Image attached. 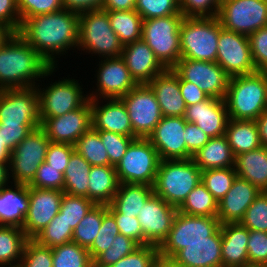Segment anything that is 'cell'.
Masks as SVG:
<instances>
[{"mask_svg": "<svg viewBox=\"0 0 267 267\" xmlns=\"http://www.w3.org/2000/svg\"><path fill=\"white\" fill-rule=\"evenodd\" d=\"M95 204L87 197L63 194L59 212L68 226L74 230Z\"/></svg>", "mask_w": 267, "mask_h": 267, "instance_id": "f6af8a7d", "label": "cell"}, {"mask_svg": "<svg viewBox=\"0 0 267 267\" xmlns=\"http://www.w3.org/2000/svg\"><path fill=\"white\" fill-rule=\"evenodd\" d=\"M63 9H67L76 14L87 11L101 10L103 0H62Z\"/></svg>", "mask_w": 267, "mask_h": 267, "instance_id": "03108f58", "label": "cell"}, {"mask_svg": "<svg viewBox=\"0 0 267 267\" xmlns=\"http://www.w3.org/2000/svg\"><path fill=\"white\" fill-rule=\"evenodd\" d=\"M10 151L4 145V139L0 137V162L8 163Z\"/></svg>", "mask_w": 267, "mask_h": 267, "instance_id": "753ad0ef", "label": "cell"}, {"mask_svg": "<svg viewBox=\"0 0 267 267\" xmlns=\"http://www.w3.org/2000/svg\"><path fill=\"white\" fill-rule=\"evenodd\" d=\"M216 62L230 77L257 71L248 36L224 28L219 32Z\"/></svg>", "mask_w": 267, "mask_h": 267, "instance_id": "2e32d148", "label": "cell"}, {"mask_svg": "<svg viewBox=\"0 0 267 267\" xmlns=\"http://www.w3.org/2000/svg\"><path fill=\"white\" fill-rule=\"evenodd\" d=\"M37 189L63 191L64 174L49 166L45 161L39 166L33 180L27 185Z\"/></svg>", "mask_w": 267, "mask_h": 267, "instance_id": "db71d44e", "label": "cell"}, {"mask_svg": "<svg viewBox=\"0 0 267 267\" xmlns=\"http://www.w3.org/2000/svg\"><path fill=\"white\" fill-rule=\"evenodd\" d=\"M21 23L36 15L54 13L63 9L62 0H17Z\"/></svg>", "mask_w": 267, "mask_h": 267, "instance_id": "f5cc1de1", "label": "cell"}, {"mask_svg": "<svg viewBox=\"0 0 267 267\" xmlns=\"http://www.w3.org/2000/svg\"><path fill=\"white\" fill-rule=\"evenodd\" d=\"M251 56L257 71H267V26L248 36Z\"/></svg>", "mask_w": 267, "mask_h": 267, "instance_id": "6f0895ef", "label": "cell"}, {"mask_svg": "<svg viewBox=\"0 0 267 267\" xmlns=\"http://www.w3.org/2000/svg\"><path fill=\"white\" fill-rule=\"evenodd\" d=\"M118 234L119 230L115 218L108 211L103 216L98 235L95 237L92 245L88 248L92 260H94L100 253L106 251Z\"/></svg>", "mask_w": 267, "mask_h": 267, "instance_id": "681fc988", "label": "cell"}, {"mask_svg": "<svg viewBox=\"0 0 267 267\" xmlns=\"http://www.w3.org/2000/svg\"><path fill=\"white\" fill-rule=\"evenodd\" d=\"M63 191L29 187L28 214L21 228L33 239L58 214Z\"/></svg>", "mask_w": 267, "mask_h": 267, "instance_id": "ffe728a7", "label": "cell"}, {"mask_svg": "<svg viewBox=\"0 0 267 267\" xmlns=\"http://www.w3.org/2000/svg\"><path fill=\"white\" fill-rule=\"evenodd\" d=\"M160 158L148 138H135L116 168L120 183L153 186Z\"/></svg>", "mask_w": 267, "mask_h": 267, "instance_id": "ba28073f", "label": "cell"}, {"mask_svg": "<svg viewBox=\"0 0 267 267\" xmlns=\"http://www.w3.org/2000/svg\"><path fill=\"white\" fill-rule=\"evenodd\" d=\"M106 12L110 25L123 46L141 40L143 18L136 10Z\"/></svg>", "mask_w": 267, "mask_h": 267, "instance_id": "8d00e7d4", "label": "cell"}, {"mask_svg": "<svg viewBox=\"0 0 267 267\" xmlns=\"http://www.w3.org/2000/svg\"><path fill=\"white\" fill-rule=\"evenodd\" d=\"M49 143L50 139L41 127L33 130L24 138L10 152L9 179L12 178L14 183L28 185L33 180L39 166L45 161Z\"/></svg>", "mask_w": 267, "mask_h": 267, "instance_id": "30bf717a", "label": "cell"}, {"mask_svg": "<svg viewBox=\"0 0 267 267\" xmlns=\"http://www.w3.org/2000/svg\"><path fill=\"white\" fill-rule=\"evenodd\" d=\"M234 168L238 177L249 181L260 191H267V147L238 154Z\"/></svg>", "mask_w": 267, "mask_h": 267, "instance_id": "4dcf8cb0", "label": "cell"}, {"mask_svg": "<svg viewBox=\"0 0 267 267\" xmlns=\"http://www.w3.org/2000/svg\"><path fill=\"white\" fill-rule=\"evenodd\" d=\"M220 227L216 216H193L177 212L167 238L159 248V255L172 258L188 243L208 240Z\"/></svg>", "mask_w": 267, "mask_h": 267, "instance_id": "9c48e42d", "label": "cell"}, {"mask_svg": "<svg viewBox=\"0 0 267 267\" xmlns=\"http://www.w3.org/2000/svg\"><path fill=\"white\" fill-rule=\"evenodd\" d=\"M186 159L192 158L203 146L207 144L210 137L205 134L195 123L187 122L185 128Z\"/></svg>", "mask_w": 267, "mask_h": 267, "instance_id": "91938a15", "label": "cell"}, {"mask_svg": "<svg viewBox=\"0 0 267 267\" xmlns=\"http://www.w3.org/2000/svg\"><path fill=\"white\" fill-rule=\"evenodd\" d=\"M100 106L99 98L90 99L92 128L96 131H108L124 136L137 137L128 116L127 109L120 98L104 99Z\"/></svg>", "mask_w": 267, "mask_h": 267, "instance_id": "603a6c76", "label": "cell"}, {"mask_svg": "<svg viewBox=\"0 0 267 267\" xmlns=\"http://www.w3.org/2000/svg\"><path fill=\"white\" fill-rule=\"evenodd\" d=\"M159 248L155 245H141L131 254L121 258L110 267H155Z\"/></svg>", "mask_w": 267, "mask_h": 267, "instance_id": "816d5d0a", "label": "cell"}, {"mask_svg": "<svg viewBox=\"0 0 267 267\" xmlns=\"http://www.w3.org/2000/svg\"><path fill=\"white\" fill-rule=\"evenodd\" d=\"M55 70L18 33L0 47V90L37 87Z\"/></svg>", "mask_w": 267, "mask_h": 267, "instance_id": "7a4b0ae2", "label": "cell"}, {"mask_svg": "<svg viewBox=\"0 0 267 267\" xmlns=\"http://www.w3.org/2000/svg\"><path fill=\"white\" fill-rule=\"evenodd\" d=\"M121 58L137 84H148L156 75L166 70L142 39L123 46Z\"/></svg>", "mask_w": 267, "mask_h": 267, "instance_id": "cb8c5ba5", "label": "cell"}, {"mask_svg": "<svg viewBox=\"0 0 267 267\" xmlns=\"http://www.w3.org/2000/svg\"><path fill=\"white\" fill-rule=\"evenodd\" d=\"M261 145L267 147V110H265L256 120Z\"/></svg>", "mask_w": 267, "mask_h": 267, "instance_id": "a7ac6f4b", "label": "cell"}, {"mask_svg": "<svg viewBox=\"0 0 267 267\" xmlns=\"http://www.w3.org/2000/svg\"><path fill=\"white\" fill-rule=\"evenodd\" d=\"M201 179L202 171L192 158L160 160L153 192L170 205L179 208Z\"/></svg>", "mask_w": 267, "mask_h": 267, "instance_id": "277c9868", "label": "cell"}, {"mask_svg": "<svg viewBox=\"0 0 267 267\" xmlns=\"http://www.w3.org/2000/svg\"><path fill=\"white\" fill-rule=\"evenodd\" d=\"M248 230L267 232V191H261L239 222Z\"/></svg>", "mask_w": 267, "mask_h": 267, "instance_id": "bcb514c9", "label": "cell"}, {"mask_svg": "<svg viewBox=\"0 0 267 267\" xmlns=\"http://www.w3.org/2000/svg\"><path fill=\"white\" fill-rule=\"evenodd\" d=\"M155 267H184L177 263L173 258L159 255L155 262Z\"/></svg>", "mask_w": 267, "mask_h": 267, "instance_id": "89a4df30", "label": "cell"}, {"mask_svg": "<svg viewBox=\"0 0 267 267\" xmlns=\"http://www.w3.org/2000/svg\"><path fill=\"white\" fill-rule=\"evenodd\" d=\"M172 70L179 80L195 84L209 97L225 99L230 76L217 62L180 58Z\"/></svg>", "mask_w": 267, "mask_h": 267, "instance_id": "5bb4252c", "label": "cell"}, {"mask_svg": "<svg viewBox=\"0 0 267 267\" xmlns=\"http://www.w3.org/2000/svg\"><path fill=\"white\" fill-rule=\"evenodd\" d=\"M136 0H103L102 10H135Z\"/></svg>", "mask_w": 267, "mask_h": 267, "instance_id": "003e7915", "label": "cell"}, {"mask_svg": "<svg viewBox=\"0 0 267 267\" xmlns=\"http://www.w3.org/2000/svg\"><path fill=\"white\" fill-rule=\"evenodd\" d=\"M8 172V163L0 162V188L10 183Z\"/></svg>", "mask_w": 267, "mask_h": 267, "instance_id": "8c879c8a", "label": "cell"}, {"mask_svg": "<svg viewBox=\"0 0 267 267\" xmlns=\"http://www.w3.org/2000/svg\"><path fill=\"white\" fill-rule=\"evenodd\" d=\"M74 147L91 166H112L99 133L92 127L77 140Z\"/></svg>", "mask_w": 267, "mask_h": 267, "instance_id": "ab89813d", "label": "cell"}, {"mask_svg": "<svg viewBox=\"0 0 267 267\" xmlns=\"http://www.w3.org/2000/svg\"><path fill=\"white\" fill-rule=\"evenodd\" d=\"M224 100L230 119L255 121L267 110V71L230 77Z\"/></svg>", "mask_w": 267, "mask_h": 267, "instance_id": "3957f363", "label": "cell"}, {"mask_svg": "<svg viewBox=\"0 0 267 267\" xmlns=\"http://www.w3.org/2000/svg\"><path fill=\"white\" fill-rule=\"evenodd\" d=\"M73 230L58 214L33 239L39 244L54 248L72 242Z\"/></svg>", "mask_w": 267, "mask_h": 267, "instance_id": "b9f144b4", "label": "cell"}, {"mask_svg": "<svg viewBox=\"0 0 267 267\" xmlns=\"http://www.w3.org/2000/svg\"><path fill=\"white\" fill-rule=\"evenodd\" d=\"M92 127L90 99L80 108L68 113L45 118L41 128L54 143L75 145L77 140Z\"/></svg>", "mask_w": 267, "mask_h": 267, "instance_id": "d6986e66", "label": "cell"}, {"mask_svg": "<svg viewBox=\"0 0 267 267\" xmlns=\"http://www.w3.org/2000/svg\"><path fill=\"white\" fill-rule=\"evenodd\" d=\"M221 0H179L184 17H216Z\"/></svg>", "mask_w": 267, "mask_h": 267, "instance_id": "9f6ffc18", "label": "cell"}, {"mask_svg": "<svg viewBox=\"0 0 267 267\" xmlns=\"http://www.w3.org/2000/svg\"><path fill=\"white\" fill-rule=\"evenodd\" d=\"M15 32L8 26L0 23V47L3 46Z\"/></svg>", "mask_w": 267, "mask_h": 267, "instance_id": "2644e50d", "label": "cell"}, {"mask_svg": "<svg viewBox=\"0 0 267 267\" xmlns=\"http://www.w3.org/2000/svg\"><path fill=\"white\" fill-rule=\"evenodd\" d=\"M178 208L153 194L142 206L138 214L144 245L160 246L171 230Z\"/></svg>", "mask_w": 267, "mask_h": 267, "instance_id": "e0dca14e", "label": "cell"}, {"mask_svg": "<svg viewBox=\"0 0 267 267\" xmlns=\"http://www.w3.org/2000/svg\"><path fill=\"white\" fill-rule=\"evenodd\" d=\"M88 184V198L95 205H110L120 184L115 166H91Z\"/></svg>", "mask_w": 267, "mask_h": 267, "instance_id": "1f68e13d", "label": "cell"}, {"mask_svg": "<svg viewBox=\"0 0 267 267\" xmlns=\"http://www.w3.org/2000/svg\"><path fill=\"white\" fill-rule=\"evenodd\" d=\"M41 126L0 125V137L4 139L5 147L11 152L33 130Z\"/></svg>", "mask_w": 267, "mask_h": 267, "instance_id": "94428289", "label": "cell"}, {"mask_svg": "<svg viewBox=\"0 0 267 267\" xmlns=\"http://www.w3.org/2000/svg\"><path fill=\"white\" fill-rule=\"evenodd\" d=\"M183 18L182 14H173L143 20L141 39L166 69H172L181 58L180 25Z\"/></svg>", "mask_w": 267, "mask_h": 267, "instance_id": "52a82bcc", "label": "cell"}, {"mask_svg": "<svg viewBox=\"0 0 267 267\" xmlns=\"http://www.w3.org/2000/svg\"><path fill=\"white\" fill-rule=\"evenodd\" d=\"M148 85L155 93L163 116L184 117L187 106L181 95L179 77L172 69L156 75Z\"/></svg>", "mask_w": 267, "mask_h": 267, "instance_id": "4316f807", "label": "cell"}, {"mask_svg": "<svg viewBox=\"0 0 267 267\" xmlns=\"http://www.w3.org/2000/svg\"><path fill=\"white\" fill-rule=\"evenodd\" d=\"M91 165L74 150L64 173L63 192L88 198V179Z\"/></svg>", "mask_w": 267, "mask_h": 267, "instance_id": "d590c367", "label": "cell"}, {"mask_svg": "<svg viewBox=\"0 0 267 267\" xmlns=\"http://www.w3.org/2000/svg\"><path fill=\"white\" fill-rule=\"evenodd\" d=\"M184 119L195 123L210 138L225 135L228 111L225 100L208 97L206 100L186 107Z\"/></svg>", "mask_w": 267, "mask_h": 267, "instance_id": "7402d4cb", "label": "cell"}, {"mask_svg": "<svg viewBox=\"0 0 267 267\" xmlns=\"http://www.w3.org/2000/svg\"><path fill=\"white\" fill-rule=\"evenodd\" d=\"M237 173L234 167L209 169L202 171V183L219 202L230 190Z\"/></svg>", "mask_w": 267, "mask_h": 267, "instance_id": "7bdbcfd3", "label": "cell"}, {"mask_svg": "<svg viewBox=\"0 0 267 267\" xmlns=\"http://www.w3.org/2000/svg\"><path fill=\"white\" fill-rule=\"evenodd\" d=\"M154 194L153 186L147 184L120 183L118 191L107 209L111 214L137 217L144 203Z\"/></svg>", "mask_w": 267, "mask_h": 267, "instance_id": "f546056e", "label": "cell"}, {"mask_svg": "<svg viewBox=\"0 0 267 267\" xmlns=\"http://www.w3.org/2000/svg\"><path fill=\"white\" fill-rule=\"evenodd\" d=\"M128 112L133 133L148 138L163 117L155 93L148 84H137L120 98Z\"/></svg>", "mask_w": 267, "mask_h": 267, "instance_id": "4fadbf2b", "label": "cell"}, {"mask_svg": "<svg viewBox=\"0 0 267 267\" xmlns=\"http://www.w3.org/2000/svg\"><path fill=\"white\" fill-rule=\"evenodd\" d=\"M120 234L130 237L137 241L140 245H144V235L141 230L138 217L124 214H112Z\"/></svg>", "mask_w": 267, "mask_h": 267, "instance_id": "6125c7cd", "label": "cell"}, {"mask_svg": "<svg viewBox=\"0 0 267 267\" xmlns=\"http://www.w3.org/2000/svg\"><path fill=\"white\" fill-rule=\"evenodd\" d=\"M192 159L201 171L235 166V156L225 135L210 138Z\"/></svg>", "mask_w": 267, "mask_h": 267, "instance_id": "d6a6232c", "label": "cell"}, {"mask_svg": "<svg viewBox=\"0 0 267 267\" xmlns=\"http://www.w3.org/2000/svg\"><path fill=\"white\" fill-rule=\"evenodd\" d=\"M140 246L134 239L119 233L110 247L93 260V267H110L121 258L134 252Z\"/></svg>", "mask_w": 267, "mask_h": 267, "instance_id": "ee69618b", "label": "cell"}, {"mask_svg": "<svg viewBox=\"0 0 267 267\" xmlns=\"http://www.w3.org/2000/svg\"><path fill=\"white\" fill-rule=\"evenodd\" d=\"M28 239L20 227L0 225V267H18Z\"/></svg>", "mask_w": 267, "mask_h": 267, "instance_id": "e575fe53", "label": "cell"}, {"mask_svg": "<svg viewBox=\"0 0 267 267\" xmlns=\"http://www.w3.org/2000/svg\"><path fill=\"white\" fill-rule=\"evenodd\" d=\"M222 28L245 36L267 26V0H221Z\"/></svg>", "mask_w": 267, "mask_h": 267, "instance_id": "8fae6325", "label": "cell"}, {"mask_svg": "<svg viewBox=\"0 0 267 267\" xmlns=\"http://www.w3.org/2000/svg\"><path fill=\"white\" fill-rule=\"evenodd\" d=\"M184 117L163 116L148 136L160 160H186Z\"/></svg>", "mask_w": 267, "mask_h": 267, "instance_id": "44dd1931", "label": "cell"}, {"mask_svg": "<svg viewBox=\"0 0 267 267\" xmlns=\"http://www.w3.org/2000/svg\"><path fill=\"white\" fill-rule=\"evenodd\" d=\"M9 187L0 188V225L21 228L28 214L29 187L19 183H14V189Z\"/></svg>", "mask_w": 267, "mask_h": 267, "instance_id": "f1b7e54d", "label": "cell"}, {"mask_svg": "<svg viewBox=\"0 0 267 267\" xmlns=\"http://www.w3.org/2000/svg\"><path fill=\"white\" fill-rule=\"evenodd\" d=\"M74 150V145L50 142L47 148L45 162L64 174Z\"/></svg>", "mask_w": 267, "mask_h": 267, "instance_id": "680465c9", "label": "cell"}, {"mask_svg": "<svg viewBox=\"0 0 267 267\" xmlns=\"http://www.w3.org/2000/svg\"><path fill=\"white\" fill-rule=\"evenodd\" d=\"M75 79H63L55 81L45 88H38L40 121L45 118L62 116L69 111L83 106L88 100V95H83V88ZM87 96V97H86Z\"/></svg>", "mask_w": 267, "mask_h": 267, "instance_id": "9a60e30c", "label": "cell"}, {"mask_svg": "<svg viewBox=\"0 0 267 267\" xmlns=\"http://www.w3.org/2000/svg\"><path fill=\"white\" fill-rule=\"evenodd\" d=\"M0 23L10 27L15 33L19 31L21 18L17 0H0Z\"/></svg>", "mask_w": 267, "mask_h": 267, "instance_id": "be15d7a7", "label": "cell"}, {"mask_svg": "<svg viewBox=\"0 0 267 267\" xmlns=\"http://www.w3.org/2000/svg\"><path fill=\"white\" fill-rule=\"evenodd\" d=\"M225 136L234 156L262 146L254 120H235L229 118Z\"/></svg>", "mask_w": 267, "mask_h": 267, "instance_id": "836d02e7", "label": "cell"}, {"mask_svg": "<svg viewBox=\"0 0 267 267\" xmlns=\"http://www.w3.org/2000/svg\"><path fill=\"white\" fill-rule=\"evenodd\" d=\"M82 48V49H81ZM101 58L120 57L123 45L112 29L108 13L93 10L79 14L78 48Z\"/></svg>", "mask_w": 267, "mask_h": 267, "instance_id": "8992f818", "label": "cell"}, {"mask_svg": "<svg viewBox=\"0 0 267 267\" xmlns=\"http://www.w3.org/2000/svg\"><path fill=\"white\" fill-rule=\"evenodd\" d=\"M261 191L249 181L236 177L232 187L218 202L217 218L220 224L237 223Z\"/></svg>", "mask_w": 267, "mask_h": 267, "instance_id": "d4e9b609", "label": "cell"}, {"mask_svg": "<svg viewBox=\"0 0 267 267\" xmlns=\"http://www.w3.org/2000/svg\"><path fill=\"white\" fill-rule=\"evenodd\" d=\"M178 212L193 216H217L218 201L202 181L188 194Z\"/></svg>", "mask_w": 267, "mask_h": 267, "instance_id": "74e56055", "label": "cell"}, {"mask_svg": "<svg viewBox=\"0 0 267 267\" xmlns=\"http://www.w3.org/2000/svg\"><path fill=\"white\" fill-rule=\"evenodd\" d=\"M218 17H184L180 25L181 58L216 62L219 32Z\"/></svg>", "mask_w": 267, "mask_h": 267, "instance_id": "5b68a950", "label": "cell"}, {"mask_svg": "<svg viewBox=\"0 0 267 267\" xmlns=\"http://www.w3.org/2000/svg\"><path fill=\"white\" fill-rule=\"evenodd\" d=\"M50 67H57L55 56L78 48L79 14L67 9L24 20L17 32ZM65 52V53H64Z\"/></svg>", "mask_w": 267, "mask_h": 267, "instance_id": "6da1fadb", "label": "cell"}, {"mask_svg": "<svg viewBox=\"0 0 267 267\" xmlns=\"http://www.w3.org/2000/svg\"><path fill=\"white\" fill-rule=\"evenodd\" d=\"M99 61V69L97 70V88L93 93H89V99L121 98L130 92L137 83L131 77L126 63L120 57L103 58Z\"/></svg>", "mask_w": 267, "mask_h": 267, "instance_id": "ac0fdd59", "label": "cell"}, {"mask_svg": "<svg viewBox=\"0 0 267 267\" xmlns=\"http://www.w3.org/2000/svg\"><path fill=\"white\" fill-rule=\"evenodd\" d=\"M52 248L28 239L18 267H53Z\"/></svg>", "mask_w": 267, "mask_h": 267, "instance_id": "c3c4849f", "label": "cell"}, {"mask_svg": "<svg viewBox=\"0 0 267 267\" xmlns=\"http://www.w3.org/2000/svg\"><path fill=\"white\" fill-rule=\"evenodd\" d=\"M135 10L143 20L182 14L179 0H136Z\"/></svg>", "mask_w": 267, "mask_h": 267, "instance_id": "7dc6e473", "label": "cell"}, {"mask_svg": "<svg viewBox=\"0 0 267 267\" xmlns=\"http://www.w3.org/2000/svg\"><path fill=\"white\" fill-rule=\"evenodd\" d=\"M106 148L109 162L112 166H117L125 155L131 142L138 137L124 136L108 131H97Z\"/></svg>", "mask_w": 267, "mask_h": 267, "instance_id": "f907efd6", "label": "cell"}, {"mask_svg": "<svg viewBox=\"0 0 267 267\" xmlns=\"http://www.w3.org/2000/svg\"><path fill=\"white\" fill-rule=\"evenodd\" d=\"M220 227L204 242L188 243L172 258L184 267H223Z\"/></svg>", "mask_w": 267, "mask_h": 267, "instance_id": "484cf974", "label": "cell"}, {"mask_svg": "<svg viewBox=\"0 0 267 267\" xmlns=\"http://www.w3.org/2000/svg\"><path fill=\"white\" fill-rule=\"evenodd\" d=\"M250 266H267V232L249 230L247 242Z\"/></svg>", "mask_w": 267, "mask_h": 267, "instance_id": "11a10c76", "label": "cell"}, {"mask_svg": "<svg viewBox=\"0 0 267 267\" xmlns=\"http://www.w3.org/2000/svg\"><path fill=\"white\" fill-rule=\"evenodd\" d=\"M223 267H249L247 242L249 230L237 223L220 224Z\"/></svg>", "mask_w": 267, "mask_h": 267, "instance_id": "83f0119b", "label": "cell"}, {"mask_svg": "<svg viewBox=\"0 0 267 267\" xmlns=\"http://www.w3.org/2000/svg\"><path fill=\"white\" fill-rule=\"evenodd\" d=\"M53 267H93L87 248L69 242L52 248Z\"/></svg>", "mask_w": 267, "mask_h": 267, "instance_id": "60d3db41", "label": "cell"}, {"mask_svg": "<svg viewBox=\"0 0 267 267\" xmlns=\"http://www.w3.org/2000/svg\"><path fill=\"white\" fill-rule=\"evenodd\" d=\"M37 87L0 90V125L41 126Z\"/></svg>", "mask_w": 267, "mask_h": 267, "instance_id": "7c38bea8", "label": "cell"}, {"mask_svg": "<svg viewBox=\"0 0 267 267\" xmlns=\"http://www.w3.org/2000/svg\"><path fill=\"white\" fill-rule=\"evenodd\" d=\"M180 91L182 98L185 101L186 106L197 104L201 101L206 100L209 96L204 93L199 87L195 84L185 81L179 80Z\"/></svg>", "mask_w": 267, "mask_h": 267, "instance_id": "e7e4bbea", "label": "cell"}, {"mask_svg": "<svg viewBox=\"0 0 267 267\" xmlns=\"http://www.w3.org/2000/svg\"><path fill=\"white\" fill-rule=\"evenodd\" d=\"M250 267H267V266H250Z\"/></svg>", "mask_w": 267, "mask_h": 267, "instance_id": "34e18365", "label": "cell"}, {"mask_svg": "<svg viewBox=\"0 0 267 267\" xmlns=\"http://www.w3.org/2000/svg\"><path fill=\"white\" fill-rule=\"evenodd\" d=\"M107 212V205H94L73 230L72 242L88 249L98 235Z\"/></svg>", "mask_w": 267, "mask_h": 267, "instance_id": "f35d334b", "label": "cell"}]
</instances>
